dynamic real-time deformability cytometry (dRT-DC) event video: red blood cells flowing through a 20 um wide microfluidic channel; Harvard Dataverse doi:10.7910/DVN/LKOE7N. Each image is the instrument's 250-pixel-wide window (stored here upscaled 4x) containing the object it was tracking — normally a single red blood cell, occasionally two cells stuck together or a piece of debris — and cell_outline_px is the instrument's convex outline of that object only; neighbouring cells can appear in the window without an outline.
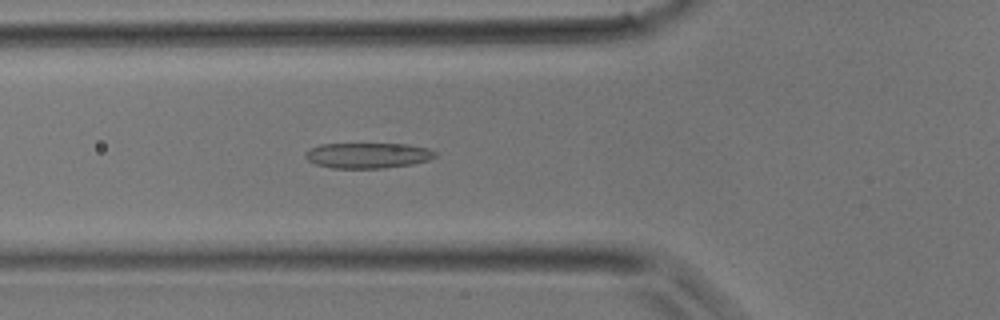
{"species": "common noctule bat (a hibernating species)", "species_latin": "Nyctalus noctula", "temperature_condition": "room temperature", "stored_images_in_passage": 38, "camera_frame_rate_fps": 3000, "um_per_image_px": 0.085, "animal": {"sex": "male", "body_mass_g": 17.9}, "frame": {"image": 1, "passage_image": 13, "time_ms": 4.0, "image_size_px": [1000, 320], "cell_outline_px": [[436, 156], [428, 160], [412, 164], [384, 168], [332, 168], [316, 164], [308, 160], [304, 156], [304, 152], [308, 148], [320, 144], [408, 144], [428, 148], [436, 152]], "centroid_in_image_um": [31.23, 13.21], "position_along_channel_um": 94.6, "area_um2": 19.36}}
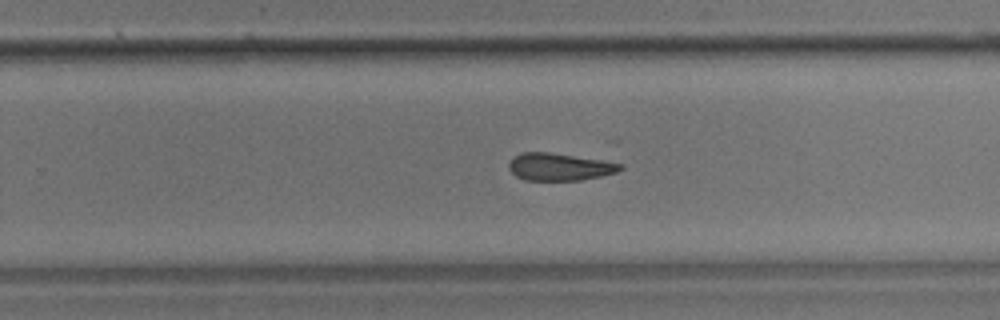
{"frame": {"image": 2, "passage_image": 24, "time_ms": 7.667, "image_size_px": [1000, 320], "cell_outline_px": [[624, 168], [616, 172], [600, 176], [580, 180], [524, 180], [516, 176], [508, 168], [508, 164], [512, 156], [520, 152], [548, 152], [600, 160], [624, 164]], "centroid_in_image_um": [47.51, 14.18], "position_along_channel_um": 282.3, "area_um2": 17.74}}
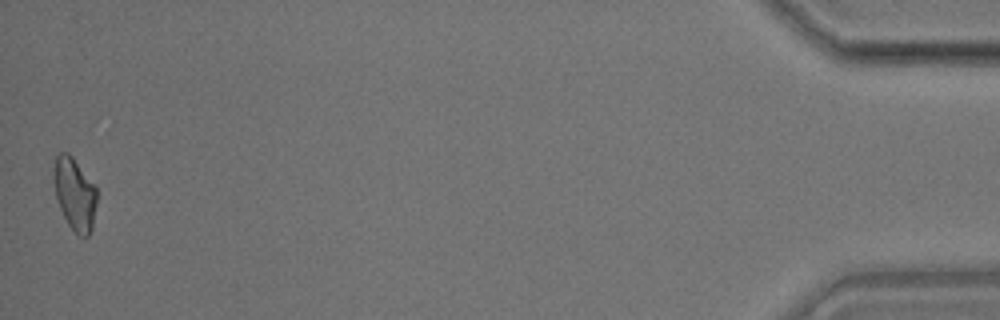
{"frame": {"image": 3, "passage_image": 38, "time_ms": 12.333, "image_size_px": [1000, 320], "cell_outline_px": [[96, 204], [92, 228], [88, 236], [80, 236], [68, 224], [60, 208], [56, 196], [52, 176], [52, 168], [56, 156], [60, 152], [68, 152], [72, 156], [96, 188]], "centroid_in_image_um": [6.32, 16.45], "position_along_channel_um": 428.9, "area_um2": 18.03}}